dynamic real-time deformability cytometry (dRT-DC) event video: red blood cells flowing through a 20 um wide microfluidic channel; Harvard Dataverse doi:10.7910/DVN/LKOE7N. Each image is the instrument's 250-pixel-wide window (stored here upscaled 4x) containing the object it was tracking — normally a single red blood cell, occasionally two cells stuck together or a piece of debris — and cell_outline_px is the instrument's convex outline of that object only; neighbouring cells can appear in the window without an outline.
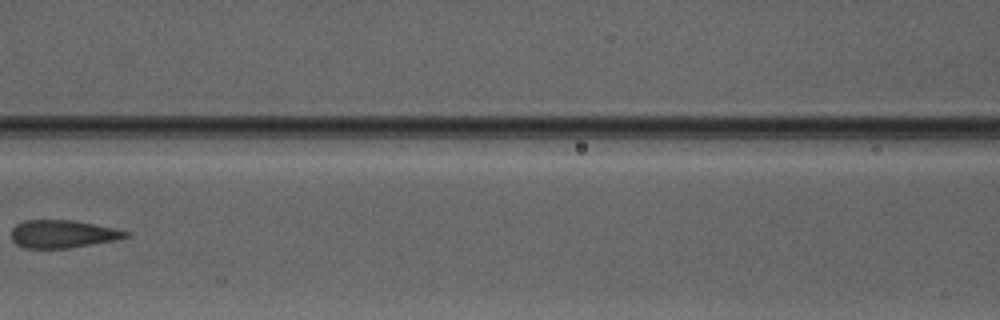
{"species": "Egyptian fruit bat (a non-hibernating species)", "species_latin": "Rousettus aegyptiacus", "temperature_condition": "warm", "stored_images_in_passage": 6, "camera_frame_rate_fps": 3000, "um_per_image_px": 0.085, "animal": {"sex": "male"}, "frame": {"image": 1, "passage_image": 5, "time_ms": 6.333, "image_size_px": [1000, 320], "cell_outline_px": [[128, 236], [112, 240], [68, 248], [24, 248], [16, 244], [12, 240], [12, 228], [16, 224], [24, 220], [72, 220], [116, 228], [128, 232]], "centroid_in_image_um": [5.27, 19.88], "position_along_channel_um": 161.3, "area_um2": 18.32}}
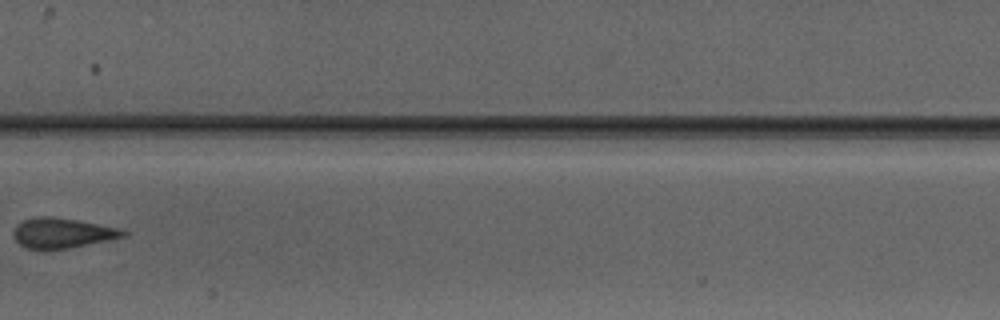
{"frame": {"image": 2, "passage_image": 6, "time_ms": 7.333, "image_size_px": [1000, 320], "cell_outline_px": [[128, 236], [112, 240], [68, 248], [40, 252], [24, 248], [12, 236], [12, 232], [16, 224], [24, 220], [40, 216], [48, 216], [76, 220], [120, 228], [128, 232]], "centroid_in_image_um": [5.27, 19.85], "position_along_channel_um": 202.1, "area_um2": 19.83}}